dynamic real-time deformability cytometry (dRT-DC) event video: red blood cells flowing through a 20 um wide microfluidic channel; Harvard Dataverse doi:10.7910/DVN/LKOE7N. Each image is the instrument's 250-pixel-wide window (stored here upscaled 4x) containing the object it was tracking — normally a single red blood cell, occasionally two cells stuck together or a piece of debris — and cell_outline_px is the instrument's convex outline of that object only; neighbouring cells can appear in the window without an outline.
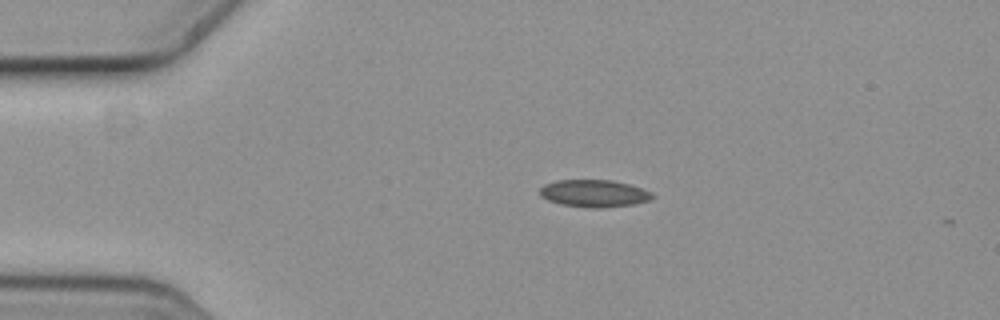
{"species": "common noctule bat (a hibernating species)", "species_latin": "Nyctalus noctula", "temperature_condition": "cold", "stored_images_in_passage": 3, "camera_frame_rate_fps": 3000, "um_per_image_px": 0.085, "animal": {"sex": "female", "body_mass_g": 19.3, "forearm_length_mm": 54.1}, "frame": {"image": 1, "passage_image": 2, "time_ms": 0.333, "image_size_px": [1000, 320], "cell_outline_px": [[656, 196], [652, 200], [636, 204], [604, 208], [588, 208], [560, 204], [548, 200], [540, 196], [540, 188], [544, 184], [556, 180], [612, 180], [628, 184], [652, 192]], "centroid_in_image_um": [50.52, 16.45], "position_along_channel_um": 34.5, "area_um2": 18.15}}